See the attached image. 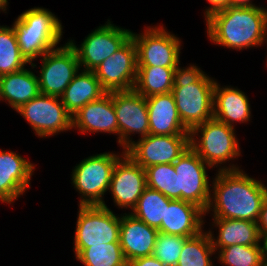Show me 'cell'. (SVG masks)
Wrapping results in <instances>:
<instances>
[{
	"instance_id": "obj_1",
	"label": "cell",
	"mask_w": 267,
	"mask_h": 266,
	"mask_svg": "<svg viewBox=\"0 0 267 266\" xmlns=\"http://www.w3.org/2000/svg\"><path fill=\"white\" fill-rule=\"evenodd\" d=\"M211 182L210 203L205 214L212 218L258 222L267 186L243 169L216 171Z\"/></svg>"
},
{
	"instance_id": "obj_2",
	"label": "cell",
	"mask_w": 267,
	"mask_h": 266,
	"mask_svg": "<svg viewBox=\"0 0 267 266\" xmlns=\"http://www.w3.org/2000/svg\"><path fill=\"white\" fill-rule=\"evenodd\" d=\"M207 39L215 45L236 51L264 46L267 9L233 7L219 10L205 19Z\"/></svg>"
},
{
	"instance_id": "obj_3",
	"label": "cell",
	"mask_w": 267,
	"mask_h": 266,
	"mask_svg": "<svg viewBox=\"0 0 267 266\" xmlns=\"http://www.w3.org/2000/svg\"><path fill=\"white\" fill-rule=\"evenodd\" d=\"M176 66L172 94L182 123L191 130L213 118L214 86L217 80L196 64Z\"/></svg>"
},
{
	"instance_id": "obj_4",
	"label": "cell",
	"mask_w": 267,
	"mask_h": 266,
	"mask_svg": "<svg viewBox=\"0 0 267 266\" xmlns=\"http://www.w3.org/2000/svg\"><path fill=\"white\" fill-rule=\"evenodd\" d=\"M21 55L31 68L49 51L57 48L63 37L61 20L44 7H34L22 12L13 22Z\"/></svg>"
},
{
	"instance_id": "obj_5",
	"label": "cell",
	"mask_w": 267,
	"mask_h": 266,
	"mask_svg": "<svg viewBox=\"0 0 267 266\" xmlns=\"http://www.w3.org/2000/svg\"><path fill=\"white\" fill-rule=\"evenodd\" d=\"M235 130L213 117L190 130V147L216 171L238 170V165L227 164L242 156Z\"/></svg>"
},
{
	"instance_id": "obj_6",
	"label": "cell",
	"mask_w": 267,
	"mask_h": 266,
	"mask_svg": "<svg viewBox=\"0 0 267 266\" xmlns=\"http://www.w3.org/2000/svg\"><path fill=\"white\" fill-rule=\"evenodd\" d=\"M103 152L84 158L72 169L71 185L80 194L78 205H105L104 195L117 160L125 153Z\"/></svg>"
},
{
	"instance_id": "obj_7",
	"label": "cell",
	"mask_w": 267,
	"mask_h": 266,
	"mask_svg": "<svg viewBox=\"0 0 267 266\" xmlns=\"http://www.w3.org/2000/svg\"><path fill=\"white\" fill-rule=\"evenodd\" d=\"M73 252L98 244L120 242L121 215L105 205H78Z\"/></svg>"
},
{
	"instance_id": "obj_8",
	"label": "cell",
	"mask_w": 267,
	"mask_h": 266,
	"mask_svg": "<svg viewBox=\"0 0 267 266\" xmlns=\"http://www.w3.org/2000/svg\"><path fill=\"white\" fill-rule=\"evenodd\" d=\"M143 30L131 33L137 50V65L176 68L183 46L181 39L167 31L163 24L146 26Z\"/></svg>"
},
{
	"instance_id": "obj_9",
	"label": "cell",
	"mask_w": 267,
	"mask_h": 266,
	"mask_svg": "<svg viewBox=\"0 0 267 266\" xmlns=\"http://www.w3.org/2000/svg\"><path fill=\"white\" fill-rule=\"evenodd\" d=\"M132 31L112 24L110 19L91 31L81 44L67 42L75 50L80 69L94 71L104 60L118 51L130 38Z\"/></svg>"
},
{
	"instance_id": "obj_10",
	"label": "cell",
	"mask_w": 267,
	"mask_h": 266,
	"mask_svg": "<svg viewBox=\"0 0 267 266\" xmlns=\"http://www.w3.org/2000/svg\"><path fill=\"white\" fill-rule=\"evenodd\" d=\"M16 112L27 121L34 134L40 138L72 130V115L66 110L61 97L39 94Z\"/></svg>"
},
{
	"instance_id": "obj_11",
	"label": "cell",
	"mask_w": 267,
	"mask_h": 266,
	"mask_svg": "<svg viewBox=\"0 0 267 266\" xmlns=\"http://www.w3.org/2000/svg\"><path fill=\"white\" fill-rule=\"evenodd\" d=\"M173 166L178 175V200L191 202L206 211L211 197L207 171L212 168L191 147Z\"/></svg>"
},
{
	"instance_id": "obj_12",
	"label": "cell",
	"mask_w": 267,
	"mask_h": 266,
	"mask_svg": "<svg viewBox=\"0 0 267 266\" xmlns=\"http://www.w3.org/2000/svg\"><path fill=\"white\" fill-rule=\"evenodd\" d=\"M38 73L40 94L61 97L81 70L77 54L68 42L40 57Z\"/></svg>"
},
{
	"instance_id": "obj_13",
	"label": "cell",
	"mask_w": 267,
	"mask_h": 266,
	"mask_svg": "<svg viewBox=\"0 0 267 266\" xmlns=\"http://www.w3.org/2000/svg\"><path fill=\"white\" fill-rule=\"evenodd\" d=\"M112 99L118 123V145L126 150L136 134L139 138L149 135V117L146 98L134 89L113 91Z\"/></svg>"
},
{
	"instance_id": "obj_14",
	"label": "cell",
	"mask_w": 267,
	"mask_h": 266,
	"mask_svg": "<svg viewBox=\"0 0 267 266\" xmlns=\"http://www.w3.org/2000/svg\"><path fill=\"white\" fill-rule=\"evenodd\" d=\"M190 147V135H154L135 140L126 150L138 165L146 169L174 163Z\"/></svg>"
},
{
	"instance_id": "obj_15",
	"label": "cell",
	"mask_w": 267,
	"mask_h": 266,
	"mask_svg": "<svg viewBox=\"0 0 267 266\" xmlns=\"http://www.w3.org/2000/svg\"><path fill=\"white\" fill-rule=\"evenodd\" d=\"M137 50L130 38L93 72L107 92L133 90L137 79Z\"/></svg>"
},
{
	"instance_id": "obj_16",
	"label": "cell",
	"mask_w": 267,
	"mask_h": 266,
	"mask_svg": "<svg viewBox=\"0 0 267 266\" xmlns=\"http://www.w3.org/2000/svg\"><path fill=\"white\" fill-rule=\"evenodd\" d=\"M146 188L145 169L124 153L115 163L108 191L115 206L131 212Z\"/></svg>"
},
{
	"instance_id": "obj_17",
	"label": "cell",
	"mask_w": 267,
	"mask_h": 266,
	"mask_svg": "<svg viewBox=\"0 0 267 266\" xmlns=\"http://www.w3.org/2000/svg\"><path fill=\"white\" fill-rule=\"evenodd\" d=\"M35 165L17 152L0 149V202L11 205L25 194Z\"/></svg>"
},
{
	"instance_id": "obj_18",
	"label": "cell",
	"mask_w": 267,
	"mask_h": 266,
	"mask_svg": "<svg viewBox=\"0 0 267 266\" xmlns=\"http://www.w3.org/2000/svg\"><path fill=\"white\" fill-rule=\"evenodd\" d=\"M72 129L78 130L81 134H116L118 142V123L112 92L87 103L72 115Z\"/></svg>"
},
{
	"instance_id": "obj_19",
	"label": "cell",
	"mask_w": 267,
	"mask_h": 266,
	"mask_svg": "<svg viewBox=\"0 0 267 266\" xmlns=\"http://www.w3.org/2000/svg\"><path fill=\"white\" fill-rule=\"evenodd\" d=\"M158 229L148 226L131 213L121 214L120 246L127 262L153 254Z\"/></svg>"
},
{
	"instance_id": "obj_20",
	"label": "cell",
	"mask_w": 267,
	"mask_h": 266,
	"mask_svg": "<svg viewBox=\"0 0 267 266\" xmlns=\"http://www.w3.org/2000/svg\"><path fill=\"white\" fill-rule=\"evenodd\" d=\"M205 216V211L191 202L171 200L169 205L165 206V222H161L158 231L187 238L194 237L205 230Z\"/></svg>"
},
{
	"instance_id": "obj_21",
	"label": "cell",
	"mask_w": 267,
	"mask_h": 266,
	"mask_svg": "<svg viewBox=\"0 0 267 266\" xmlns=\"http://www.w3.org/2000/svg\"><path fill=\"white\" fill-rule=\"evenodd\" d=\"M149 134L190 135V130L182 123L172 92L146 98Z\"/></svg>"
},
{
	"instance_id": "obj_22",
	"label": "cell",
	"mask_w": 267,
	"mask_h": 266,
	"mask_svg": "<svg viewBox=\"0 0 267 266\" xmlns=\"http://www.w3.org/2000/svg\"><path fill=\"white\" fill-rule=\"evenodd\" d=\"M247 94L238 87L220 86L216 81L214 86L213 117L228 126L234 123H248L251 121V105Z\"/></svg>"
},
{
	"instance_id": "obj_23",
	"label": "cell",
	"mask_w": 267,
	"mask_h": 266,
	"mask_svg": "<svg viewBox=\"0 0 267 266\" xmlns=\"http://www.w3.org/2000/svg\"><path fill=\"white\" fill-rule=\"evenodd\" d=\"M213 223V224H212ZM211 229L214 227L218 235L214 236L211 229L207 232L212 241L216 253L225 247L232 245H259L260 233L257 222L249 220L212 218Z\"/></svg>"
},
{
	"instance_id": "obj_24",
	"label": "cell",
	"mask_w": 267,
	"mask_h": 266,
	"mask_svg": "<svg viewBox=\"0 0 267 266\" xmlns=\"http://www.w3.org/2000/svg\"><path fill=\"white\" fill-rule=\"evenodd\" d=\"M30 69L24 68L0 77V101L5 100L12 110H18L40 94L37 75Z\"/></svg>"
},
{
	"instance_id": "obj_25",
	"label": "cell",
	"mask_w": 267,
	"mask_h": 266,
	"mask_svg": "<svg viewBox=\"0 0 267 266\" xmlns=\"http://www.w3.org/2000/svg\"><path fill=\"white\" fill-rule=\"evenodd\" d=\"M106 93L93 71L80 70L66 87L61 100L66 110L74 115L87 103L101 98Z\"/></svg>"
},
{
	"instance_id": "obj_26",
	"label": "cell",
	"mask_w": 267,
	"mask_h": 266,
	"mask_svg": "<svg viewBox=\"0 0 267 266\" xmlns=\"http://www.w3.org/2000/svg\"><path fill=\"white\" fill-rule=\"evenodd\" d=\"M175 68L138 66L134 90L148 98L172 92Z\"/></svg>"
},
{
	"instance_id": "obj_27",
	"label": "cell",
	"mask_w": 267,
	"mask_h": 266,
	"mask_svg": "<svg viewBox=\"0 0 267 266\" xmlns=\"http://www.w3.org/2000/svg\"><path fill=\"white\" fill-rule=\"evenodd\" d=\"M171 200L161 192L147 187L139 197L135 208L129 213L148 226L158 229L161 222H165V206H168Z\"/></svg>"
},
{
	"instance_id": "obj_28",
	"label": "cell",
	"mask_w": 267,
	"mask_h": 266,
	"mask_svg": "<svg viewBox=\"0 0 267 266\" xmlns=\"http://www.w3.org/2000/svg\"><path fill=\"white\" fill-rule=\"evenodd\" d=\"M216 251L207 230L188 238L182 247L176 266H214Z\"/></svg>"
},
{
	"instance_id": "obj_29",
	"label": "cell",
	"mask_w": 267,
	"mask_h": 266,
	"mask_svg": "<svg viewBox=\"0 0 267 266\" xmlns=\"http://www.w3.org/2000/svg\"><path fill=\"white\" fill-rule=\"evenodd\" d=\"M28 64L20 53L13 25H0V77L20 71Z\"/></svg>"
},
{
	"instance_id": "obj_30",
	"label": "cell",
	"mask_w": 267,
	"mask_h": 266,
	"mask_svg": "<svg viewBox=\"0 0 267 266\" xmlns=\"http://www.w3.org/2000/svg\"><path fill=\"white\" fill-rule=\"evenodd\" d=\"M75 259L84 266H127L120 242L84 248L75 256Z\"/></svg>"
},
{
	"instance_id": "obj_31",
	"label": "cell",
	"mask_w": 267,
	"mask_h": 266,
	"mask_svg": "<svg viewBox=\"0 0 267 266\" xmlns=\"http://www.w3.org/2000/svg\"><path fill=\"white\" fill-rule=\"evenodd\" d=\"M147 187L167 198L178 200V175L171 164H158L145 169Z\"/></svg>"
},
{
	"instance_id": "obj_32",
	"label": "cell",
	"mask_w": 267,
	"mask_h": 266,
	"mask_svg": "<svg viewBox=\"0 0 267 266\" xmlns=\"http://www.w3.org/2000/svg\"><path fill=\"white\" fill-rule=\"evenodd\" d=\"M214 258L222 266H262L260 245H232L220 249Z\"/></svg>"
},
{
	"instance_id": "obj_33",
	"label": "cell",
	"mask_w": 267,
	"mask_h": 266,
	"mask_svg": "<svg viewBox=\"0 0 267 266\" xmlns=\"http://www.w3.org/2000/svg\"><path fill=\"white\" fill-rule=\"evenodd\" d=\"M187 237L164 234L159 232L156 237L153 256L160 260L165 266H176L184 242Z\"/></svg>"
},
{
	"instance_id": "obj_34",
	"label": "cell",
	"mask_w": 267,
	"mask_h": 266,
	"mask_svg": "<svg viewBox=\"0 0 267 266\" xmlns=\"http://www.w3.org/2000/svg\"><path fill=\"white\" fill-rule=\"evenodd\" d=\"M210 5L204 11V20L211 14L226 9L230 6V0H206Z\"/></svg>"
},
{
	"instance_id": "obj_35",
	"label": "cell",
	"mask_w": 267,
	"mask_h": 266,
	"mask_svg": "<svg viewBox=\"0 0 267 266\" xmlns=\"http://www.w3.org/2000/svg\"><path fill=\"white\" fill-rule=\"evenodd\" d=\"M127 266H165L153 255L137 258L127 262Z\"/></svg>"
},
{
	"instance_id": "obj_36",
	"label": "cell",
	"mask_w": 267,
	"mask_h": 266,
	"mask_svg": "<svg viewBox=\"0 0 267 266\" xmlns=\"http://www.w3.org/2000/svg\"><path fill=\"white\" fill-rule=\"evenodd\" d=\"M259 233L267 232V196L263 202L260 217L257 222Z\"/></svg>"
},
{
	"instance_id": "obj_37",
	"label": "cell",
	"mask_w": 267,
	"mask_h": 266,
	"mask_svg": "<svg viewBox=\"0 0 267 266\" xmlns=\"http://www.w3.org/2000/svg\"><path fill=\"white\" fill-rule=\"evenodd\" d=\"M259 245L261 248L263 264L267 265V232L260 233Z\"/></svg>"
},
{
	"instance_id": "obj_38",
	"label": "cell",
	"mask_w": 267,
	"mask_h": 266,
	"mask_svg": "<svg viewBox=\"0 0 267 266\" xmlns=\"http://www.w3.org/2000/svg\"><path fill=\"white\" fill-rule=\"evenodd\" d=\"M230 6L233 7H253L258 6L253 3V0H230Z\"/></svg>"
},
{
	"instance_id": "obj_39",
	"label": "cell",
	"mask_w": 267,
	"mask_h": 266,
	"mask_svg": "<svg viewBox=\"0 0 267 266\" xmlns=\"http://www.w3.org/2000/svg\"><path fill=\"white\" fill-rule=\"evenodd\" d=\"M9 5V2L8 0H0V10L4 13H7V9H8V6Z\"/></svg>"
},
{
	"instance_id": "obj_40",
	"label": "cell",
	"mask_w": 267,
	"mask_h": 266,
	"mask_svg": "<svg viewBox=\"0 0 267 266\" xmlns=\"http://www.w3.org/2000/svg\"><path fill=\"white\" fill-rule=\"evenodd\" d=\"M264 44H266L267 45V30H266V36H265V42H264ZM267 50V49H266ZM267 59V58H266ZM267 62V61H266ZM267 65V64H266Z\"/></svg>"
}]
</instances>
